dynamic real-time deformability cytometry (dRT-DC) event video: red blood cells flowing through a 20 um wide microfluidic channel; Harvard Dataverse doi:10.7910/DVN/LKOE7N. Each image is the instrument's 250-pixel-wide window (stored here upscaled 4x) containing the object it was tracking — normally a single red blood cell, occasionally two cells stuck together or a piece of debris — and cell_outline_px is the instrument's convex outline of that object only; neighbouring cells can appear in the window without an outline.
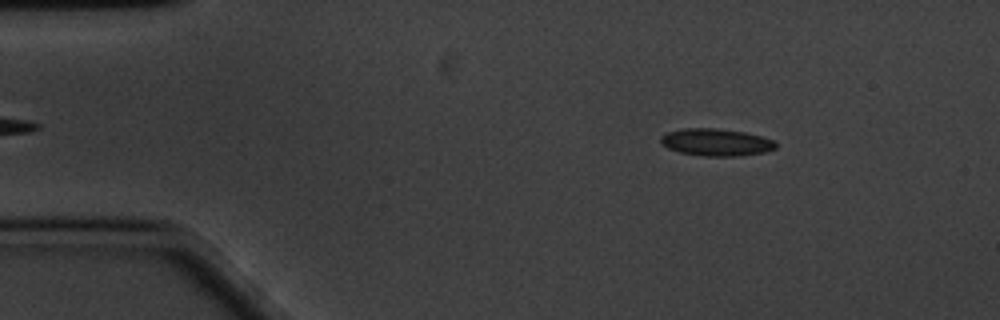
{"species": "common noctule bat (a hibernating species)", "species_latin": "Nyctalus noctula", "temperature_condition": "cold", "stored_images_in_passage": 55, "camera_frame_rate_fps": 3000, "um_per_image_px": 0.085, "animal": {"sex": "male", "body_mass_g": 20.1, "forearm_length_mm": 53.5}, "frame": {"image": 1, "passage_image": 5, "time_ms": 1.333, "image_size_px": [1000, 320], "cell_outline_px": [[776, 148], [764, 152], [740, 156], [704, 156], [680, 152], [668, 148], [660, 144], [660, 136], [668, 132], [684, 128], [716, 128], [744, 132], [760, 136], [772, 140], [776, 144]], "centroid_in_image_um": [60.83, 12.09], "position_along_channel_um": 24.2, "area_um2": 18.21}}
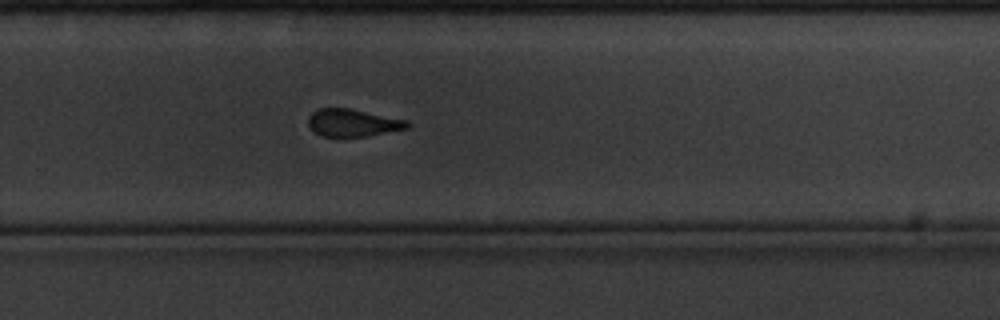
{"frame": {"image": 2, "passage_image": 35, "time_ms": 11.333, "image_size_px": [1000, 320], "cell_outline_px": [[408, 128], [368, 136], [320, 136], [308, 124], [308, 116], [312, 112], [320, 108], [352, 108], [408, 120]], "centroid_in_image_um": [29.99, 10.42], "position_along_channel_um": 299.8, "area_um2": 15.84}}
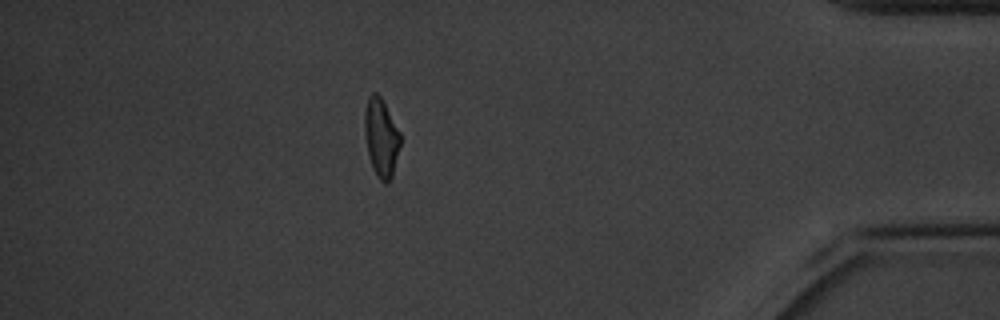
{"frame": {"image": 3, "passage_image": 48, "time_ms": 15.667, "image_size_px": [1000, 320], "cell_outline_px": [[400, 144], [392, 176], [384, 184], [376, 176], [372, 168], [368, 152], [364, 132], [364, 112], [368, 96], [372, 92], [376, 92], [380, 96], [400, 132]], "centroid_in_image_um": [32.37, 11.68], "position_along_channel_um": 402.8, "area_um2": 16.18}, "authors_computed_cell_mechanics": {"area_um2": 17.051, "velocity_mm_per_s": 3.3906, "shape_relaxation_time_tau1_ms": 4.0801, "shape_relaxation_time_tau2_ms": 2.5893, "deformation_change_tau1": 0.1149, "deformation_change_tau2": 0.0935}}